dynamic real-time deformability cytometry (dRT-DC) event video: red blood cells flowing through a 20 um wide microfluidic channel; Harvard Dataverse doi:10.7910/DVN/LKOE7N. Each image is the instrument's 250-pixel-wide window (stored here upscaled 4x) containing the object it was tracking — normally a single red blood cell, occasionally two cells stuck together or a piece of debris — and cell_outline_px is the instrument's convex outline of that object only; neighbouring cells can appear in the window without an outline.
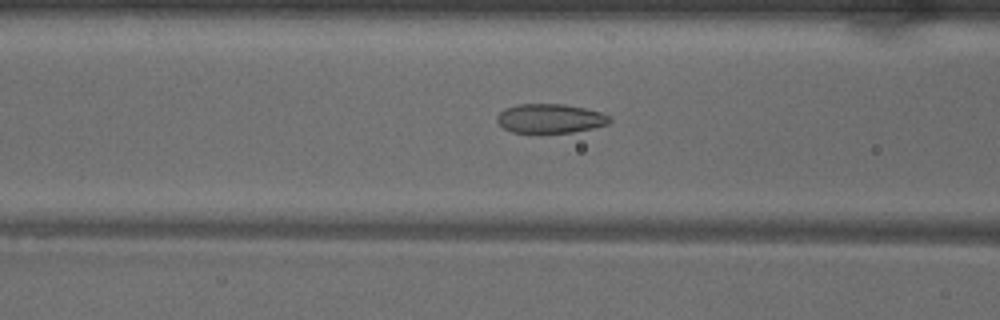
{"species": "common noctule bat (a hibernating species)", "species_latin": "Nyctalus noctula", "temperature_condition": "warm", "stored_images_in_passage": 49, "camera_frame_rate_fps": 3000, "um_per_image_px": 0.085, "animal": {"sex": "male", "body_mass_g": 18.8}, "frame": {"image": 1, "passage_image": 18, "time_ms": 5.667, "image_size_px": [1000, 320], "cell_outline_px": [[612, 120], [608, 124], [592, 128], [572, 132], [512, 132], [504, 128], [496, 120], [496, 116], [504, 108], [516, 104], [564, 104], [584, 108], [600, 112], [608, 116]], "centroid_in_image_um": [46.74, 10.06], "position_along_channel_um": 119.9, "area_um2": 19.02}}
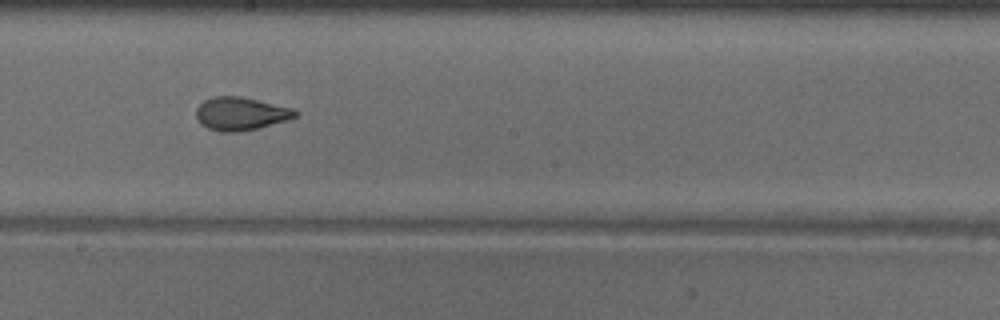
{"frame": {"image": 2, "passage_image": 26, "time_ms": 8.333, "image_size_px": [1000, 320], "cell_outline_px": [[300, 112], [296, 116], [288, 120], [240, 132], [220, 132], [208, 128], [200, 124], [196, 116], [196, 108], [204, 100], [212, 96], [240, 96], [292, 108]], "centroid_in_image_um": [20.44, 9.66], "position_along_channel_um": 227.8, "area_um2": 19.13}}
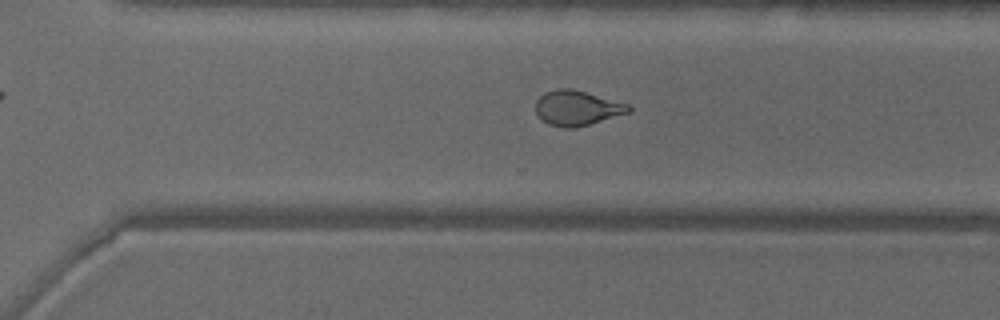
{"frame": {"image": 3, "passage_image": 33, "time_ms": 10.667, "image_size_px": [1000, 320], "cell_outline_px": [[632, 112], [588, 124], [572, 128], [564, 128], [548, 124], [536, 112], [536, 100], [544, 92], [560, 88], [572, 88], [628, 104], [632, 108]], "centroid_in_image_um": [49.06, 9.17], "position_along_channel_um": 321.5, "area_um2": 18.79}, "authors_computed_cell_mechanics": {"area_um2": 20.6924, "velocity_mm_per_s": 4.0381, "shape_relaxation_time_tau1_ms": 5.5197, "shape_relaxation_time_tau2_ms": 1.1606, "deformation_change_tau1": 0.1658, "deformation_change_tau2": 0.0698}}